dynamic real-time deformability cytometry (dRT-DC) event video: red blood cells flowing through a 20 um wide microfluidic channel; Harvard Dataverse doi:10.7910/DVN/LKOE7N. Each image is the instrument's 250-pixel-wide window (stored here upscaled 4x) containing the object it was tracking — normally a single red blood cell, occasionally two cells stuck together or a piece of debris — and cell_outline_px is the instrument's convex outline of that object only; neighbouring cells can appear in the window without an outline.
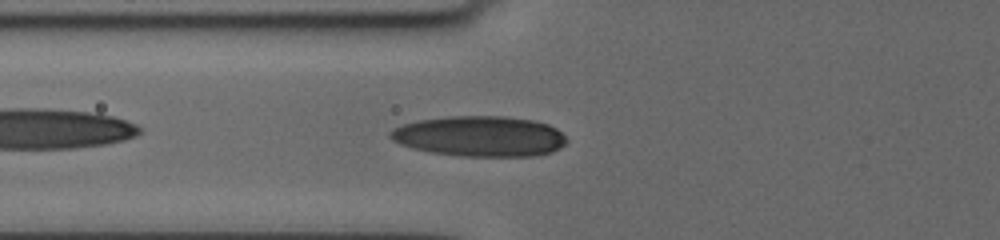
{"species": "human", "species_latin": "Homo sapiens", "temperature_condition": "cold", "stored_images_in_passage": 38, "camera_frame_rate_fps": 3000, "um_per_image_px": 0.085, "donor": {"sex": "female"}, "frame": {"image": 1, "passage_image": 4, "time_ms": 1.0, "image_size_px": [1000, 240], "cell_outline_px": [[568, 140], [560, 148], [552, 152], [536, 156], [460, 156], [432, 152], [412, 148], [400, 144], [392, 140], [388, 136], [388, 132], [392, 128], [404, 124], [420, 120], [448, 116], [504, 116], [532, 120], [548, 124], [556, 128]], "centroid_in_image_um": [40.78, 11.58], "position_along_channel_um": 85.0, "area_um2": 41.67}}
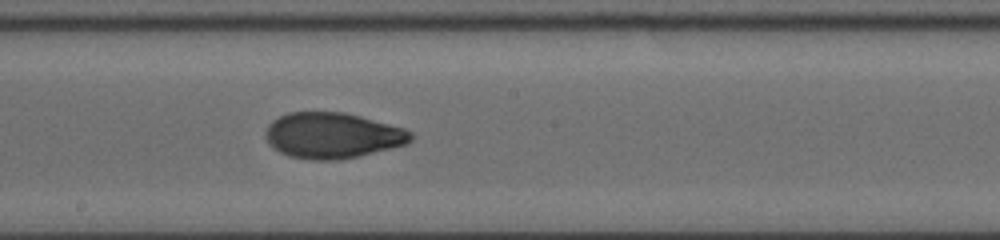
{"frame": {"image": 2, "passage_image": 15, "time_ms": 4.667, "image_size_px": [1000, 240], "cell_outline_px": [[412, 140], [408, 144], [340, 160], [312, 160], [288, 156], [280, 152], [264, 136], [264, 132], [268, 124], [272, 120], [288, 112], [344, 112], [360, 116], [404, 128], [412, 132]], "centroid_in_image_um": [28.26, 11.51], "position_along_channel_um": 219.9, "area_um2": 38.67}}
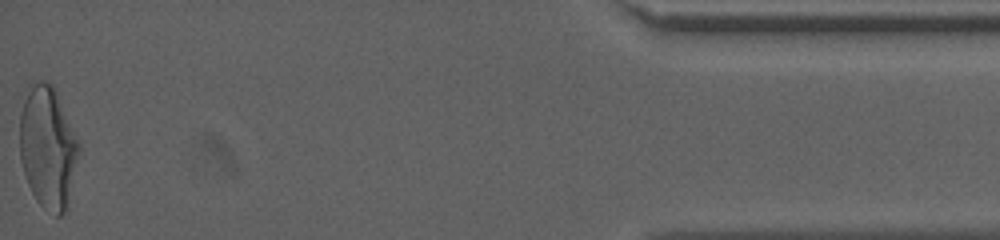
{"frame": {"image": 3, "passage_image": 38, "time_ms": 12.333, "image_size_px": [1000, 240], "cell_outline_px": [[80, 152], [68, 208], [60, 216], [56, 216], [44, 208], [36, 200], [28, 184], [20, 160], [20, 112], [24, 88], [28, 84], [40, 80], [44, 80], [52, 84], [56, 92], [80, 144]], "centroid_in_image_um": [4.06, 12.51], "position_along_channel_um": 431.1, "area_um2": 42.77}, "authors_computed_cell_mechanics": {"area_um2": 38.6682, "velocity_mm_per_s": 3.6624, "shape_relaxation_time_tau1_ms": 6.8765, "shape_relaxation_time_tau2_ms": 1.4574, "deformation_change_tau1": 0.2076, "deformation_change_tau2": 0.0647}}